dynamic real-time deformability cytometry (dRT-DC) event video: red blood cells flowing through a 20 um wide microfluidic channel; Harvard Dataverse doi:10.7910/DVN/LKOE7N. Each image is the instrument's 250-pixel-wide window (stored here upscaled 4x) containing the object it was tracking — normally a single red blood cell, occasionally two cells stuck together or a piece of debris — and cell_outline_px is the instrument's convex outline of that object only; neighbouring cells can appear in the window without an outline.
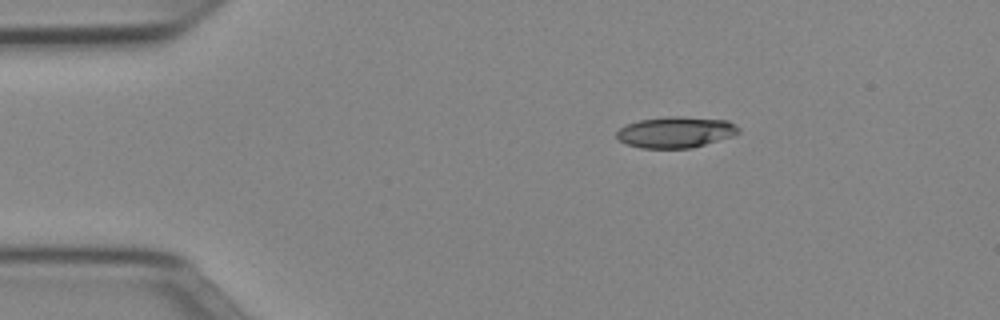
{"species": "Egyptian fruit bat (a non-hibernating species)", "species_latin": "Rousettus aegyptiacus", "temperature_condition": "cold", "stored_images_in_passage": 43, "camera_frame_rate_fps": 3000, "um_per_image_px": 0.085, "animal": {"sex": "female"}, "frame": {"image": 1, "passage_image": 1, "time_ms": 0.0, "image_size_px": [1000, 320], "cell_outline_px": [[740, 132], [732, 136], [692, 148], [640, 148], [628, 144], [620, 140], [616, 136], [616, 132], [624, 124], [640, 120], [668, 116], [680, 116], [728, 120], [736, 124], [740, 128]], "centroid_in_image_um": [57.44, 11.22], "position_along_channel_um": 27.6, "area_um2": 22.2}}
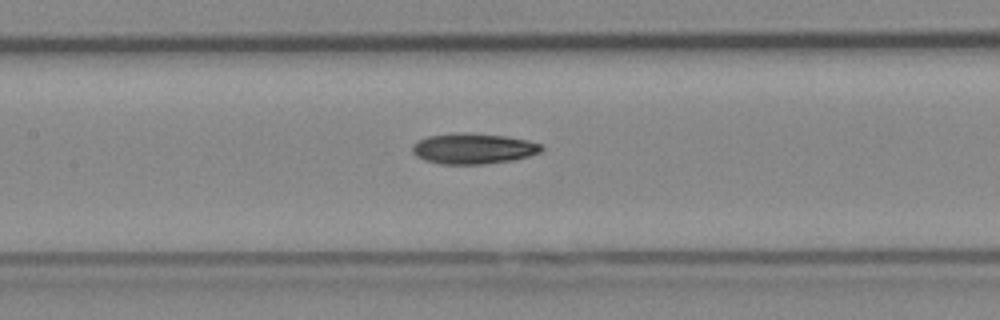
{"frame": {"image": 2, "passage_image": 16, "time_ms": 5.0, "image_size_px": [1000, 320], "cell_outline_px": [[544, 148], [540, 152], [528, 156], [512, 160], [484, 164], [440, 164], [424, 160], [416, 156], [412, 152], [412, 144], [428, 136], [456, 132], [468, 132], [504, 136], [528, 140], [544, 144]], "centroid_in_image_um": [40.23, 12.62], "position_along_channel_um": 167.2, "area_um2": 23.24}}
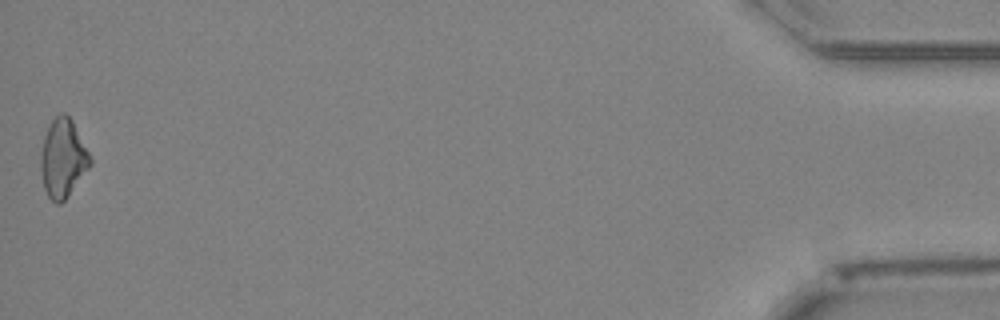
{"frame": {"image": 3, "passage_image": 43, "time_ms": 14.0, "image_size_px": [1000, 320], "cell_outline_px": [[92, 164], [68, 196], [60, 204], [56, 204], [48, 196], [44, 188], [40, 168], [40, 152], [44, 136], [48, 124], [60, 112], [64, 112], [72, 120], [92, 160]], "centroid_in_image_um": [5.33, 13.45], "position_along_channel_um": 429.9, "area_um2": 22.6}, "authors_computed_cell_mechanics": {"area_um2": 22.3686, "velocity_mm_per_s": 3.9785, "shape_relaxation_time_tau1_ms": 4.8282, "shape_relaxation_time_tau2_ms": null, "deformation_change_tau1": 0.1609, "deformation_change_tau2": null}}